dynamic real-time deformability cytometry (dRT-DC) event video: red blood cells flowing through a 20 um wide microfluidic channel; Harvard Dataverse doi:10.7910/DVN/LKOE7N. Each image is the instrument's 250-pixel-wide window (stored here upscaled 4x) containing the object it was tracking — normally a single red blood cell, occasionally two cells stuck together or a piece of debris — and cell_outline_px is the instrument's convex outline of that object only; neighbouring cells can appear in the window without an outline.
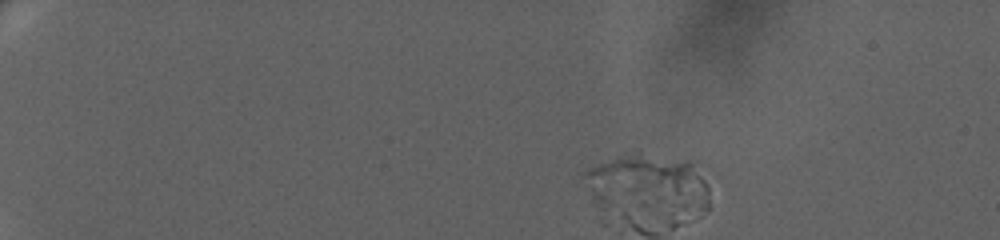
{"species": "human", "species_latin": "Homo sapiens", "temperature_condition": "warm", "stored_images_in_passage": 1, "camera_frame_rate_fps": 3000, "um_per_image_px": 0.085, "donor": {"sex": "female"}, "frame": {"image": 1, "passage_image": 1, "time_ms": 0.0, "image_size_px": [1000, 240], "cell_outline_px": [[708, 208], [700, 216], [596, 200], [592, 196], [584, 172], [588, 168], [620, 156], [640, 152], [692, 164], [704, 180], [708, 188]], "centroid_in_image_um": [55.21, 15.62], "position_along_channel_um": 29.8, "area_um2": 40.69}}